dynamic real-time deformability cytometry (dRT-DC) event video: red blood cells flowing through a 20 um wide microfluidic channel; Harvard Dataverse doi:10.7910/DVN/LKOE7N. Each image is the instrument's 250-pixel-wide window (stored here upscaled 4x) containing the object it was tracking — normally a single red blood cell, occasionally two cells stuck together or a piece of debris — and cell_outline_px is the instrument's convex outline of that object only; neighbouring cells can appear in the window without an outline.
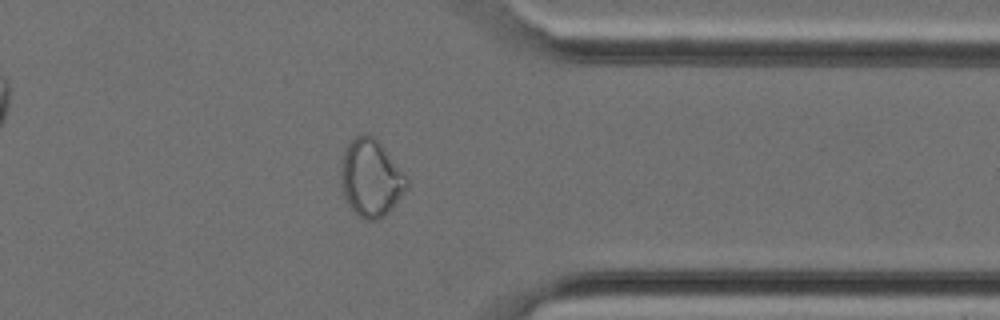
{"species": "Egyptian fruit bat (a non-hibernating species)", "species_latin": "Rousettus aegyptiacus", "temperature_condition": "cold", "stored_images_in_passage": 34, "camera_frame_rate_fps": 3000, "um_per_image_px": 0.085, "animal": {"sex": "female"}, "frame": {"image": 1, "passage_image": 29, "time_ms": 9.333, "image_size_px": [1000, 320], "cell_outline_px": [[408, 184], [392, 208], [384, 216], [376, 220], [368, 220], [356, 216], [344, 200], [340, 184], [340, 168], [344, 152], [348, 144], [356, 136], [372, 136], [384, 148], [408, 180]], "centroid_in_image_um": [31.46, 15.19], "position_along_channel_um": 379.9, "area_um2": 29.25}}